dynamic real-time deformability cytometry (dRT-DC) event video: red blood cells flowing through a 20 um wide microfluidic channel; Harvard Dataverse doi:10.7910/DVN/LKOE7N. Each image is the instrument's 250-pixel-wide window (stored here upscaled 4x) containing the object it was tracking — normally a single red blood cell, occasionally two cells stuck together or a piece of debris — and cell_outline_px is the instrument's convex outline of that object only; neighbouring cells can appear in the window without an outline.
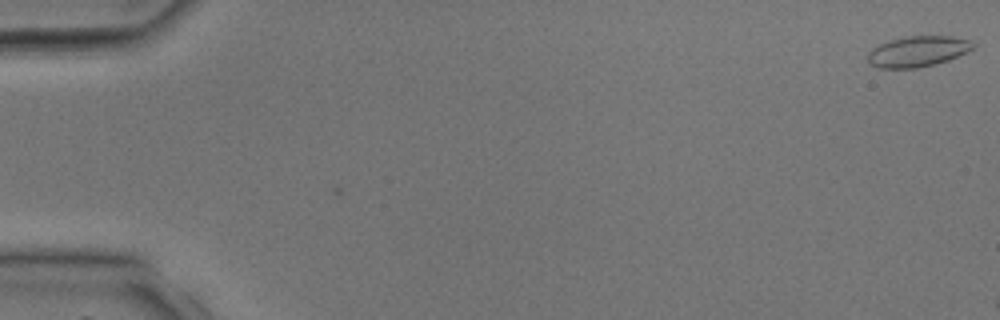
{"species": "common noctule bat (a hibernating species)", "species_latin": "Nyctalus noctula", "temperature_condition": "room temperature", "stored_images_in_passage": 6, "camera_frame_rate_fps": 3000, "um_per_image_px": 0.085, "animal": {"sex": "male", "body_mass_g": 17.9, "forearm_length_mm": 54.2}, "frame": {"image": 1, "passage_image": 1, "time_ms": 0.0, "image_size_px": [1000, 320], "cell_outline_px": [[976, 48], [948, 60], [920, 68], [880, 68], [868, 64], [868, 52], [872, 48], [880, 44], [892, 40], [908, 36], [952, 36], [968, 40], [976, 44]], "centroid_in_image_um": [78.02, 4.38], "position_along_channel_um": 7.0, "area_um2": 18.84}}